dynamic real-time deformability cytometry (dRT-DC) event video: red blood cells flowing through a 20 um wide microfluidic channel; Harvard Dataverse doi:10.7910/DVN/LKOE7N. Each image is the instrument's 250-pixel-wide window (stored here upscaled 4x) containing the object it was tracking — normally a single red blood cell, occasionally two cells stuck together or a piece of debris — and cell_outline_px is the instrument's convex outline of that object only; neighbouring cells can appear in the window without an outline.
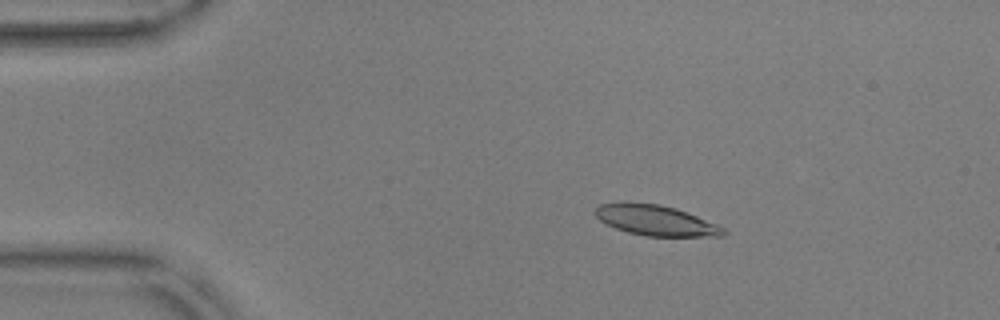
{"species": "common noctule bat (a hibernating species)", "species_latin": "Nyctalus noctula", "temperature_condition": "warm", "stored_images_in_passage": 15, "camera_frame_rate_fps": 3000, "um_per_image_px": 0.085, "animal": {"sex": "male", "body_mass_g": 17.9, "forearm_length_mm": 54.2}, "frame": {"image": 1, "passage_image": 10, "time_ms": 3.0, "image_size_px": [1000, 320], "cell_outline_px": [[728, 232], [724, 236], [644, 236], [628, 232], [604, 224], [592, 212], [600, 204], [628, 200], [660, 204], [676, 208], [716, 224], [724, 228]], "centroid_in_image_um": [55.67, 18.7], "position_along_channel_um": 29.3, "area_um2": 23.12}}